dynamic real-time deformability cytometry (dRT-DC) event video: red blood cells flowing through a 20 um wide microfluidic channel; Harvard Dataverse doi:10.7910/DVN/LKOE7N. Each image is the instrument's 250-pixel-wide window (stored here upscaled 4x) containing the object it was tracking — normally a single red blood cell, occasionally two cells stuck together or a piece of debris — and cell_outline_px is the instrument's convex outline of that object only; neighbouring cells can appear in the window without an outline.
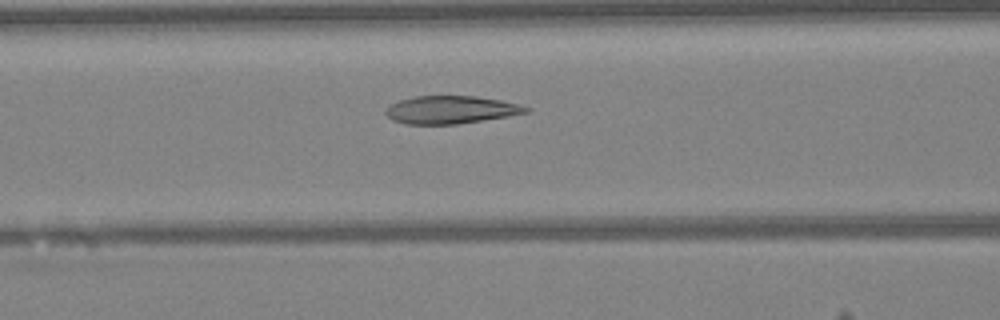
{"species": "Egyptian fruit bat (a non-hibernating species)", "species_latin": "Rousettus aegyptiacus", "temperature_condition": "warm", "stored_images_in_passage": 36, "camera_frame_rate_fps": 3000, "um_per_image_px": 0.085, "animal": {"sex": "female"}, "frame": {"image": 1, "passage_image": 8, "time_ms": 2.333, "image_size_px": [1000, 320], "cell_outline_px": [[532, 108], [528, 112], [508, 116], [456, 124], [408, 124], [392, 120], [384, 112], [384, 108], [400, 100], [416, 96], [476, 96], [500, 100]], "centroid_in_image_um": [38.29, 9.33], "position_along_channel_um": 128.3, "area_um2": 22.54}}
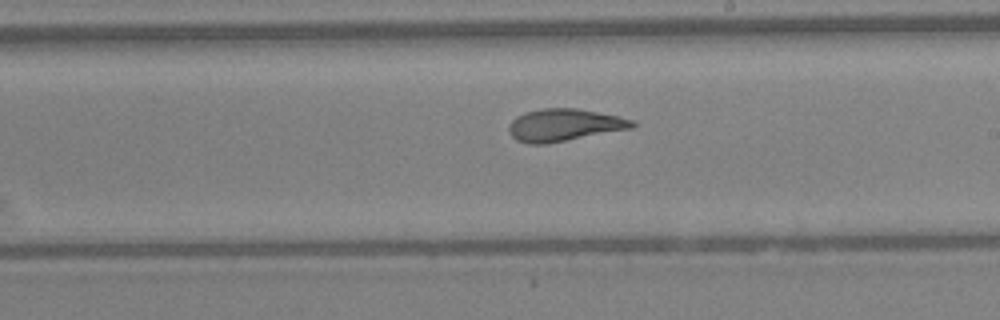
{"frame": {"image": 2, "passage_image": 16, "time_ms": 5.0, "image_size_px": [1000, 320], "cell_outline_px": [[636, 124], [632, 128], [544, 144], [528, 144], [516, 140], [508, 132], [508, 128], [512, 120], [516, 116], [524, 112], [540, 108], [576, 108], [620, 116], [636, 120]], "centroid_in_image_um": [47.94, 10.61], "position_along_channel_um": 241.1, "area_um2": 23.29}}
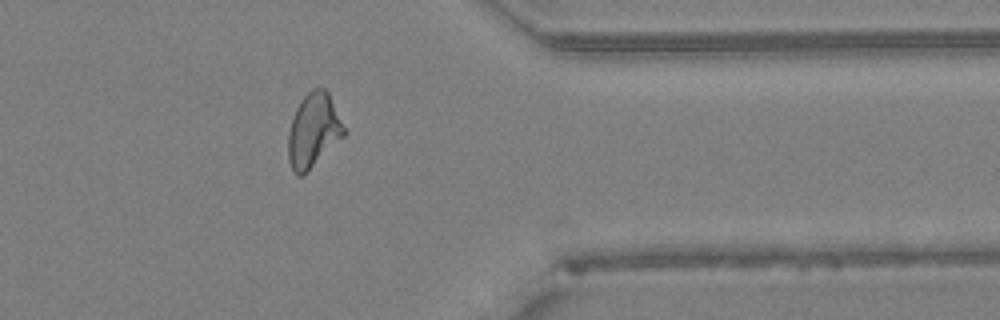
{"frame": {"image": 3, "passage_image": 27, "time_ms": 8.667, "image_size_px": [1000, 320], "cell_outline_px": [[344, 136], [304, 176], [296, 176], [292, 172], [288, 160], [288, 132], [296, 108], [300, 100], [312, 88], [324, 88], [328, 92], [344, 128]], "centroid_in_image_um": [26.6, 11.14], "position_along_channel_um": 384.8, "area_um2": 24.04}, "authors_computed_cell_mechanics": {"area_um2": 23.4379, "velocity_mm_per_s": 4.2537, "shape_relaxation_time_tau1_ms": null, "shape_relaxation_time_tau2_ms": 1.6895, "deformation_change_tau1": null, "deformation_change_tau2": 0.0871}}